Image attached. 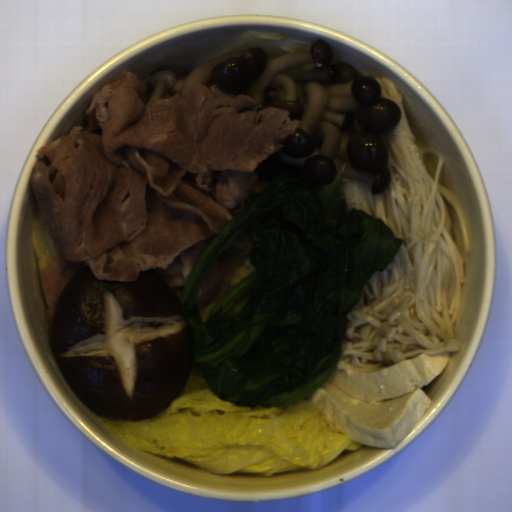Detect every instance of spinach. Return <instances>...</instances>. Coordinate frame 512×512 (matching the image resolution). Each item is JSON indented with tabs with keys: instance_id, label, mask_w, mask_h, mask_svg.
Returning a JSON list of instances; mask_svg holds the SVG:
<instances>
[{
	"instance_id": "cb11ae35",
	"label": "spinach",
	"mask_w": 512,
	"mask_h": 512,
	"mask_svg": "<svg viewBox=\"0 0 512 512\" xmlns=\"http://www.w3.org/2000/svg\"><path fill=\"white\" fill-rule=\"evenodd\" d=\"M347 164L332 183L316 184L272 153L254 170L266 189L214 234L185 281L179 302L193 362L222 400L280 409L323 386L342 355L348 314L404 243L383 219L349 210ZM257 217L259 242L241 252L230 292L198 309L213 261Z\"/></svg>"
}]
</instances>
